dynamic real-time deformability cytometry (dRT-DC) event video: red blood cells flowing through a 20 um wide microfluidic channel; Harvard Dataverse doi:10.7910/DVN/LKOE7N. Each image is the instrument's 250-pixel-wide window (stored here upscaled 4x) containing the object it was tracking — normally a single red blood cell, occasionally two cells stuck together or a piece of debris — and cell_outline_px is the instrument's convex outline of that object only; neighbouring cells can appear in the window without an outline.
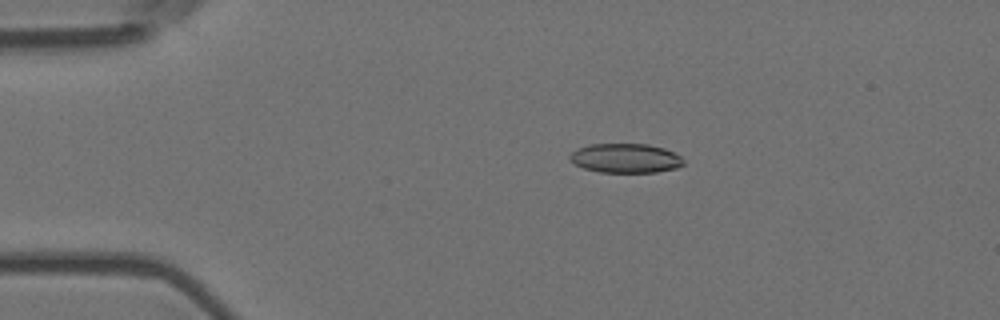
{"species": "Egyptian fruit bat (a non-hibernating species)", "species_latin": "Rousettus aegyptiacus", "temperature_condition": "room temperature", "stored_images_in_passage": 5, "camera_frame_rate_fps": 3000, "um_per_image_px": 0.085, "animal": {"sex": "female"}, "frame": {"image": 1, "passage_image": 3, "time_ms": 0.667, "image_size_px": [1000, 320], "cell_outline_px": [[684, 164], [676, 168], [656, 172], [600, 172], [584, 168], [576, 164], [568, 156], [576, 148], [588, 144], [648, 144], [664, 148], [680, 156], [684, 160]], "centroid_in_image_um": [53.17, 13.44], "position_along_channel_um": 31.8, "area_um2": 19.36}}